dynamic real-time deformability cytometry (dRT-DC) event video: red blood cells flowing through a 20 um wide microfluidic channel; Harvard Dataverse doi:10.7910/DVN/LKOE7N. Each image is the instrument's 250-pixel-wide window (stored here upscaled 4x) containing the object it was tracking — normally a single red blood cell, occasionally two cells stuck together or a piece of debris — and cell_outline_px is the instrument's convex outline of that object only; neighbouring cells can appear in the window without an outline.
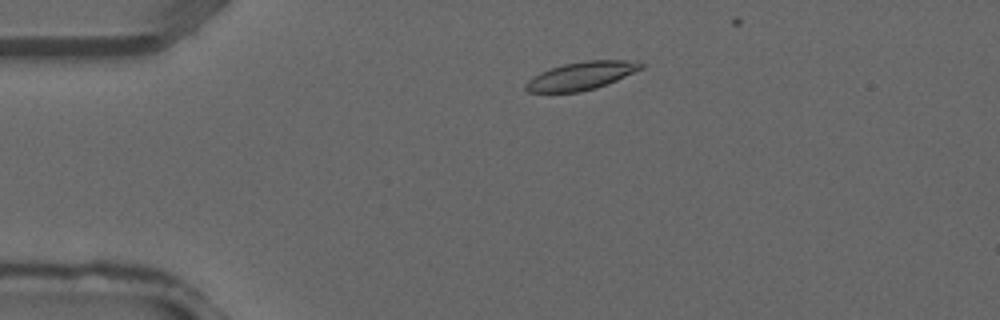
{"species": "common noctule bat (a hibernating species)", "species_latin": "Nyctalus noctula", "temperature_condition": "warm", "stored_images_in_passage": 22, "camera_frame_rate_fps": 3000, "um_per_image_px": 0.085, "animal": {"sex": "male", "forearm_length_mm": 52.5}, "frame": {"image": 1, "passage_image": 6, "time_ms": 1.667, "image_size_px": [1000, 320], "cell_outline_px": [[644, 68], [616, 80], [596, 88], [580, 92], [528, 92], [524, 88], [524, 84], [532, 76], [540, 72], [564, 64], [584, 60], [624, 60], [644, 64]], "centroid_in_image_um": [49.37, 6.44], "position_along_channel_um": 35.6, "area_um2": 18.73}}
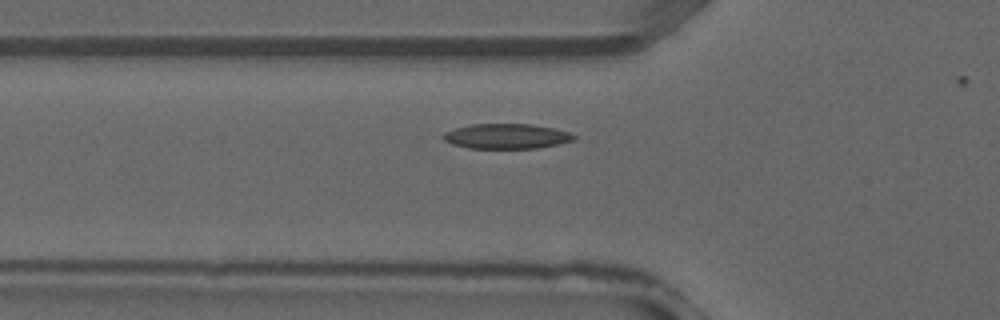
{"frame": {"image": 2, "passage_image": 11, "time_ms": 3.333, "image_size_px": [1000, 320], "cell_outline_px": [[576, 140], [536, 148], [468, 148], [452, 144], [444, 140], [440, 136], [444, 132], [456, 128], [472, 124], [532, 124], [556, 128], [568, 132], [576, 136]], "centroid_in_image_um": [43.04, 11.57], "position_along_channel_um": 82.8, "area_um2": 19.07}}
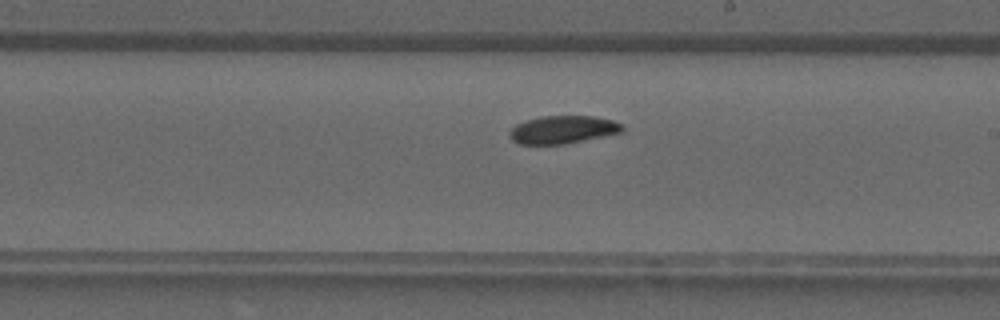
{"frame": {"image": 3, "passage_image": 20, "time_ms": 6.333, "image_size_px": [1000, 320], "cell_outline_px": [[624, 132], [564, 144], [520, 144], [512, 140], [508, 136], [508, 132], [516, 124], [540, 116], [596, 116], [612, 120], [624, 124]], "centroid_in_image_um": [47.87, 11.02], "position_along_channel_um": 241.1, "area_um2": 18.44}}